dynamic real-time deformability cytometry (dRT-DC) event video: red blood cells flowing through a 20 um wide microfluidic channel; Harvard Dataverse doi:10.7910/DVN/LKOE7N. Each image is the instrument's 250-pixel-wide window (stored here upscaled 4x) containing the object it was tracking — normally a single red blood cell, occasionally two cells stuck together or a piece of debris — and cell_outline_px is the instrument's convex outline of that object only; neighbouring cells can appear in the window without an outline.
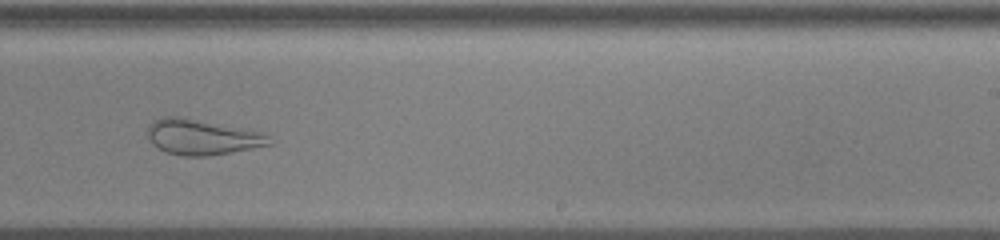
{"species": "common noctule bat (a hibernating species)", "species_latin": "Nyctalus noctula", "temperature_condition": "cold", "stored_images_in_passage": 48, "camera_frame_rate_fps": 3000, "um_per_image_px": 0.085, "animal": {"sex": "male", "body_mass_g": 13.0, "forearm_length_mm": 53.1}, "frame": {"image": 1, "passage_image": 28, "time_ms": 9.0, "image_size_px": [1000, 240], "cell_outline_px": [[272, 144], [232, 152], [208, 156], [184, 156], [168, 152], [152, 144], [144, 132], [148, 124], [152, 120], [160, 116], [184, 116], [260, 132], [268, 136]], "centroid_in_image_um": [17.08, 11.62], "position_along_channel_um": 271.9, "area_um2": 25.37}}
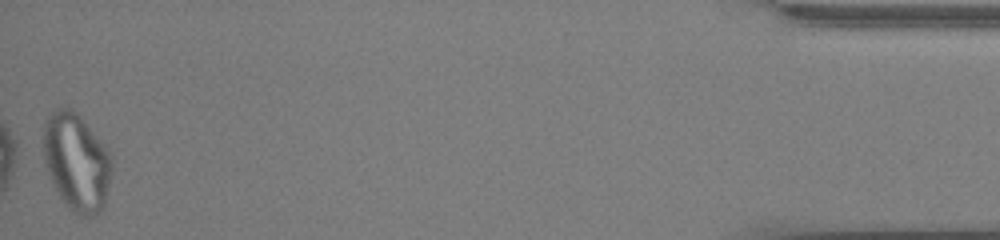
{"frame": {"image": 2, "passage_image": 48, "time_ms": 15.667, "image_size_px": [1000, 240], "cell_outline_px": [[112, 172], [104, 208], [100, 212], [92, 216], [80, 216], [68, 208], [64, 204], [48, 172], [44, 160], [44, 120], [56, 108], [72, 108], [84, 120], [112, 152]], "centroid_in_image_um": [6.55, 13.77], "position_along_channel_um": 428.7, "area_um2": 39.25}}